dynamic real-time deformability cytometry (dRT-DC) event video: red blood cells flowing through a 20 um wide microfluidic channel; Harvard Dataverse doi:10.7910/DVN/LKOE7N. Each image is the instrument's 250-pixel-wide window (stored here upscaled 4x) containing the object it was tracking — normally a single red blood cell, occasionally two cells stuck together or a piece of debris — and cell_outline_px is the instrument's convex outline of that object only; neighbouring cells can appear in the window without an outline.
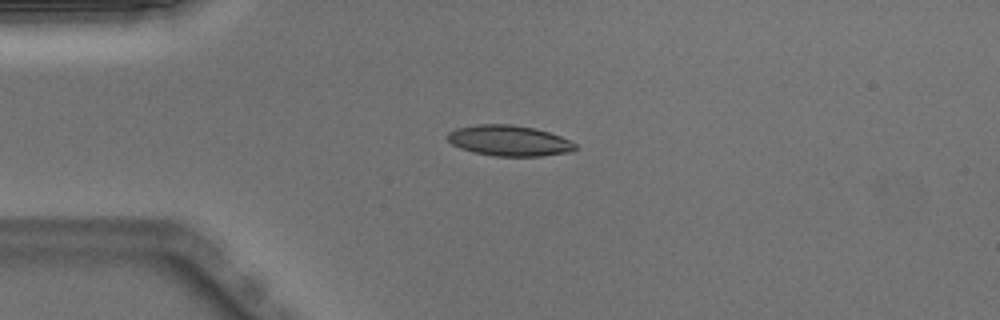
{"species": "Egyptian fruit bat (a non-hibernating species)", "species_latin": "Rousettus aegyptiacus", "temperature_condition": "warm", "stored_images_in_passage": 49, "camera_frame_rate_fps": 3000, "um_per_image_px": 0.085, "animal": {"sex": "male"}, "frame": {"image": 1, "passage_image": 11, "time_ms": 3.333, "image_size_px": [1000, 320], "cell_outline_px": [[576, 148], [572, 152], [540, 156], [492, 156], [472, 152], [460, 148], [452, 144], [448, 140], [448, 132], [456, 128], [480, 124], [512, 124], [536, 128], [560, 136], [576, 144]], "centroid_in_image_um": [43.27, 11.96], "position_along_channel_um": 41.7, "area_um2": 22.89}}
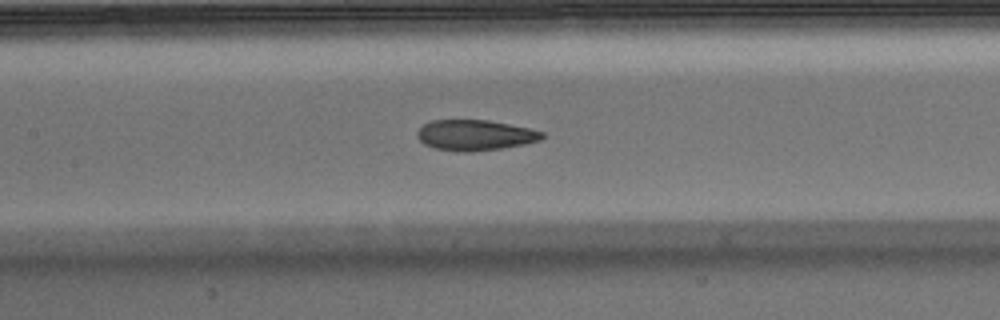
{"frame": {"image": 2, "passage_image": 22, "time_ms": 7.0, "image_size_px": [1000, 320], "cell_outline_px": [[544, 136], [540, 140], [524, 144], [500, 148], [472, 152], [456, 152], [432, 148], [424, 144], [416, 136], [416, 132], [424, 124], [432, 120], [488, 120], [532, 128], [544, 132]], "centroid_in_image_um": [40.37, 11.49], "position_along_channel_um": 167.0, "area_um2": 22.48}}
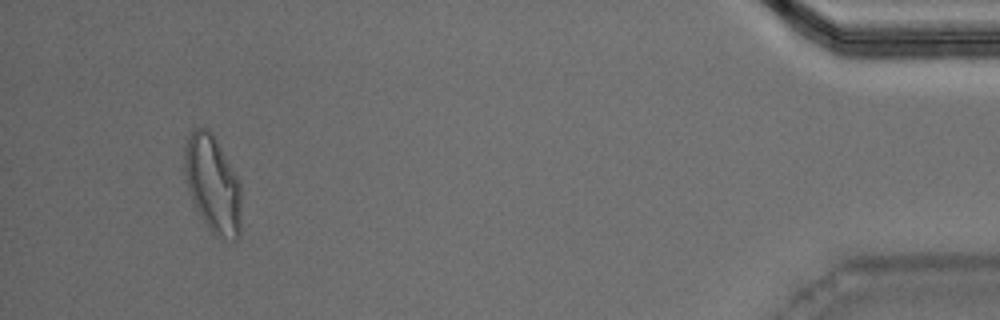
{"frame": {"image": 3, "passage_image": 46, "time_ms": 15.0, "image_size_px": [1000, 320], "cell_outline_px": [[240, 232], [236, 240], [220, 240], [208, 228], [200, 216], [192, 200], [184, 180], [184, 148], [188, 136], [192, 128], [208, 128], [212, 132], [236, 176], [240, 184]], "centroid_in_image_um": [18.05, 15.67], "position_along_channel_um": 417.2, "area_um2": 32.31}, "authors_computed_cell_mechanics": {"area_um2": 23.1778, "velocity_mm_per_s": 4.019, "shape_relaxation_time_tau1_ms": 7.9295, "shape_relaxation_time_tau2_ms": 1.8711, "deformation_change_tau1": 0.2257, "deformation_change_tau2": 0.0901}}